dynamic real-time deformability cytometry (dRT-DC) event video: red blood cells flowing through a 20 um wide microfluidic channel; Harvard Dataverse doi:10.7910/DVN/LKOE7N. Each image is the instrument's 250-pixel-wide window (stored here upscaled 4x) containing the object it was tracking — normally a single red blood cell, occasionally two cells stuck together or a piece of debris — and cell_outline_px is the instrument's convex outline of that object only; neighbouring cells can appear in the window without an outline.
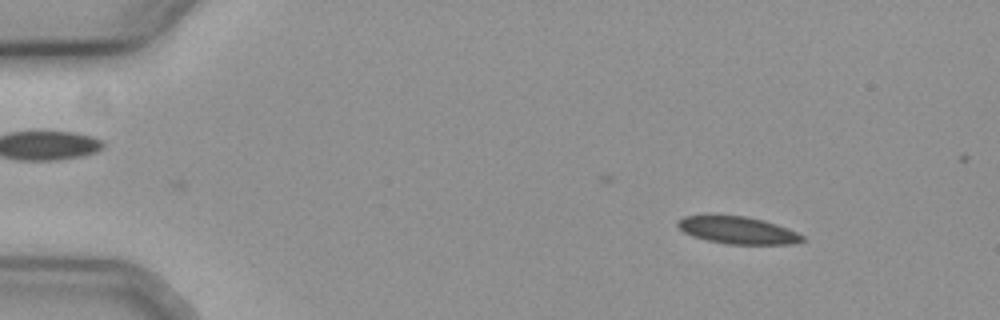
{"species": "common noctule bat (a hibernating species)", "species_latin": "Nyctalus noctula", "temperature_condition": "cold", "stored_images_in_passage": 42, "camera_frame_rate_fps": 3000, "um_per_image_px": 0.085, "animal": {"sex": "female", "body_mass_g": 19.3, "forearm_length_mm": 54.1}, "frame": {"image": 1, "passage_image": 3, "time_ms": 0.667, "image_size_px": [1000, 320], "cell_outline_px": [[808, 240], [792, 244], [728, 244], [708, 240], [692, 236], [684, 232], [676, 224], [684, 216], [748, 216], [764, 220], [788, 228], [804, 236]], "centroid_in_image_um": [62.77, 19.58], "position_along_channel_um": 22.2, "area_um2": 19.65}}
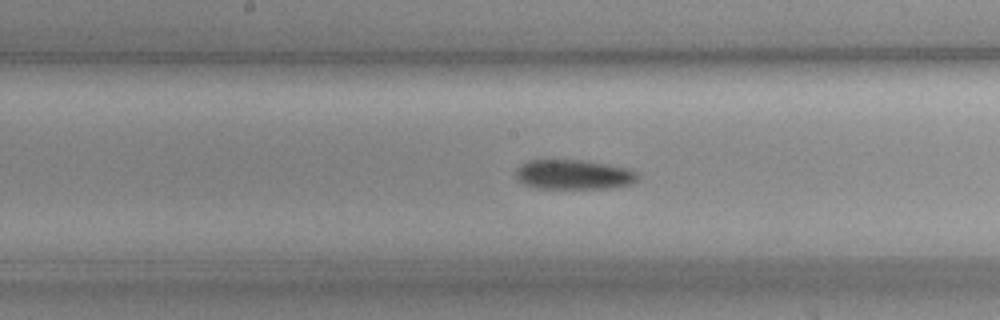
{"frame": {"image": 2, "passage_image": 25, "time_ms": 8.0, "image_size_px": [1000, 320], "cell_outline_px": [[640, 180], [632, 184], [608, 188], [536, 188], [524, 184], [516, 180], [516, 168], [520, 164], [528, 160], [584, 160], [608, 164], [628, 168], [640, 172]], "centroid_in_image_um": [48.8, 14.83], "position_along_channel_um": 199.4, "area_um2": 21.5}}
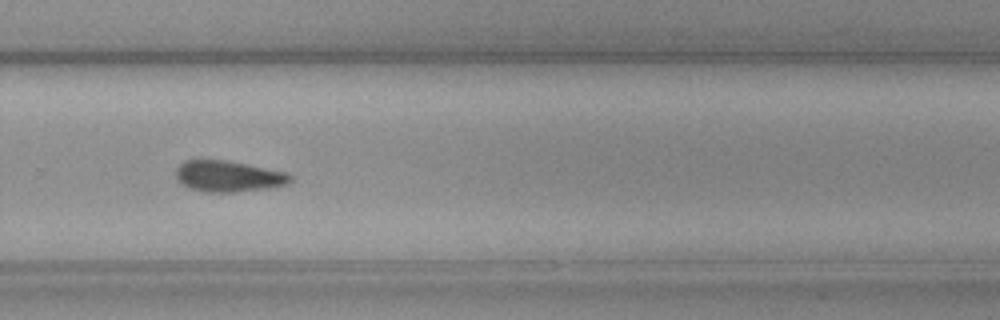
{"frame": {"image": 3, "passage_image": 34, "time_ms": 11.0, "image_size_px": [1000, 320], "cell_outline_px": [[292, 180], [288, 184], [268, 188], [236, 192], [204, 192], [188, 188], [176, 180], [176, 168], [184, 160], [224, 160], [288, 172], [292, 176]], "centroid_in_image_um": [19.4, 14.99], "position_along_channel_um": 310.4, "area_um2": 20.87}, "authors_computed_cell_mechanics": {"area_um2": 20.8658, "velocity_mm_per_s": 3.7117, "shape_relaxation_time_tau1_ms": 7.146, "shape_relaxation_time_tau2_ms": null, "deformation_change_tau1": 0.131, "deformation_change_tau2": null}}